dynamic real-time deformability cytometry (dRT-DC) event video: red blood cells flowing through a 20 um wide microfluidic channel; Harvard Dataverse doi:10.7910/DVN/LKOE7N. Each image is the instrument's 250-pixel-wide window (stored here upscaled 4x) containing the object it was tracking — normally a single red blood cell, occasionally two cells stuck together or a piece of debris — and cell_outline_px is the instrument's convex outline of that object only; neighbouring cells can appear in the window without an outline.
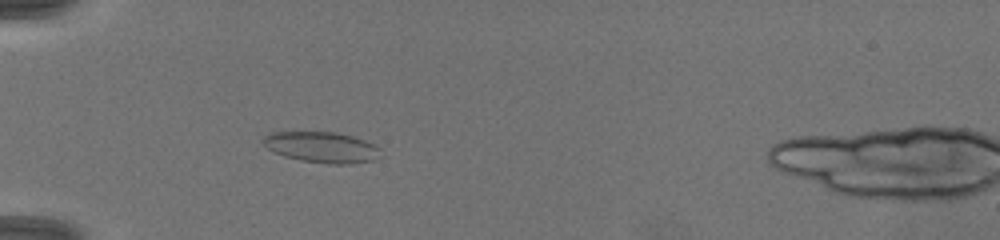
{"species": "common noctule bat (a hibernating species)", "species_latin": "Nyctalus noctula", "temperature_condition": "warm", "stored_images_in_passage": 29, "camera_frame_rate_fps": 3000, "um_per_image_px": 0.085, "animal": {"sex": "female", "body_mass_g": 19.5, "forearm_length_mm": 54.1}, "frame": {"image": 1, "passage_image": 2, "time_ms": 0.333, "image_size_px": [1000, 240], "cell_outline_px": [[380, 148], [376, 160], [352, 164], [328, 164], [300, 160], [284, 156], [268, 148], [260, 140], [268, 132], [336, 132], [352, 136], [364, 140]], "centroid_in_image_um": [27.33, 12.51], "position_along_channel_um": 57.7, "area_um2": 21.1}}
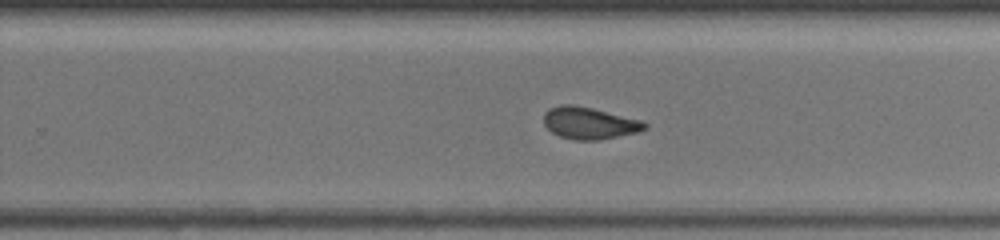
{"frame": {"image": 2, "passage_image": 15, "time_ms": 6.0, "image_size_px": [1000, 240], "cell_outline_px": [[648, 128], [636, 132], [600, 140], [576, 140], [560, 136], [552, 132], [544, 124], [544, 112], [548, 108], [560, 104], [572, 104], [592, 108], [640, 120], [648, 124]], "centroid_in_image_um": [50.06, 10.45], "position_along_channel_um": 279.7, "area_um2": 18.73}}
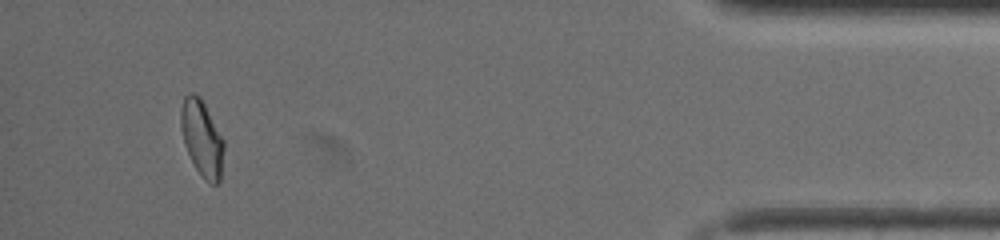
{"frame": {"image": 3, "passage_image": 26, "time_ms": 10.667, "image_size_px": [1000, 240], "cell_outline_px": [[224, 148], [220, 180], [216, 184], [212, 184], [204, 180], [200, 176], [184, 144], [180, 124], [180, 108], [184, 96], [188, 92], [192, 92], [200, 96], [224, 140]], "centroid_in_image_um": [17.15, 11.73], "position_along_channel_um": 418.1, "area_um2": 19.13}, "authors_computed_cell_mechanics": {"area_um2": 19.1318, "velocity_mm_per_s": 4.1769, "shape_relaxation_time_tau1_ms": null, "shape_relaxation_time_tau2_ms": 1.4622, "deformation_change_tau1": null, "deformation_change_tau2": 0.082}}